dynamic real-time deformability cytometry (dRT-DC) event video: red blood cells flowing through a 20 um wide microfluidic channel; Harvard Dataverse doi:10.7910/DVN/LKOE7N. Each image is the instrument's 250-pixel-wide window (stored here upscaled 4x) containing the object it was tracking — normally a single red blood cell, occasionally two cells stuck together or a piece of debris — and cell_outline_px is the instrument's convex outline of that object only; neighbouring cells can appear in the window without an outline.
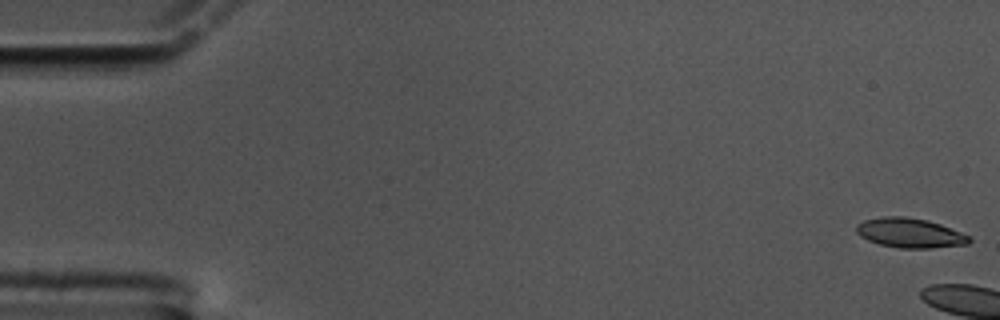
{"species": "common noctule bat (a hibernating species)", "species_latin": "Nyctalus noctula", "temperature_condition": "cold", "stored_images_in_passage": 5, "camera_frame_rate_fps": 3000, "um_per_image_px": 0.085, "animal": {"sex": "male", "body_mass_g": 17.5, "forearm_length_mm": 52.3}, "frame": {"image": 1, "passage_image": 1, "time_ms": 0.0, "image_size_px": [1000, 320], "cell_outline_px": [[972, 240], [968, 244], [928, 248], [900, 248], [880, 244], [868, 240], [860, 236], [856, 232], [856, 224], [864, 220], [884, 216], [904, 216], [928, 220], [940, 224], [960, 232], [968, 236]], "centroid_in_image_um": [77.31, 19.79], "position_along_channel_um": 7.7, "area_um2": 19.36}}